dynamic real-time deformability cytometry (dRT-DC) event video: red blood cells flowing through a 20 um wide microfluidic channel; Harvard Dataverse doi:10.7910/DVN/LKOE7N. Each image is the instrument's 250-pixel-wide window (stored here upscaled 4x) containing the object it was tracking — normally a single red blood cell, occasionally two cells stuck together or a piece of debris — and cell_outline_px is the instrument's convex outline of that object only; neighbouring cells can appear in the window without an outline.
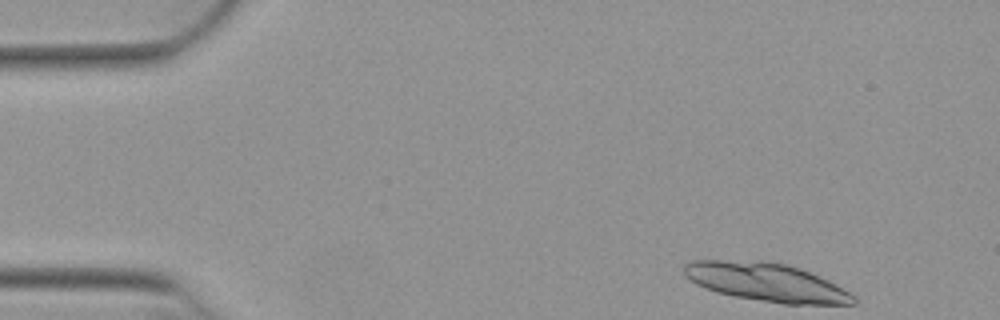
{"species": "Egyptian fruit bat (a non-hibernating species)", "species_latin": "Rousettus aegyptiacus", "temperature_condition": "warm", "stored_images_in_passage": 20, "camera_frame_rate_fps": 3000, "um_per_image_px": 0.085, "animal": {"sex": "female"}, "frame": {"image": 1, "passage_image": 1, "time_ms": 0.0, "image_size_px": [1000, 320], "cell_outline_px": [[856, 304], [784, 304], [736, 296], [716, 292], [696, 284], [684, 276], [684, 264], [692, 260], [760, 260], [788, 264], [800, 268], [828, 280], [856, 296]], "centroid_in_image_um": [65.12, 23.97], "position_along_channel_um": 19.9, "area_um2": 37.92}}